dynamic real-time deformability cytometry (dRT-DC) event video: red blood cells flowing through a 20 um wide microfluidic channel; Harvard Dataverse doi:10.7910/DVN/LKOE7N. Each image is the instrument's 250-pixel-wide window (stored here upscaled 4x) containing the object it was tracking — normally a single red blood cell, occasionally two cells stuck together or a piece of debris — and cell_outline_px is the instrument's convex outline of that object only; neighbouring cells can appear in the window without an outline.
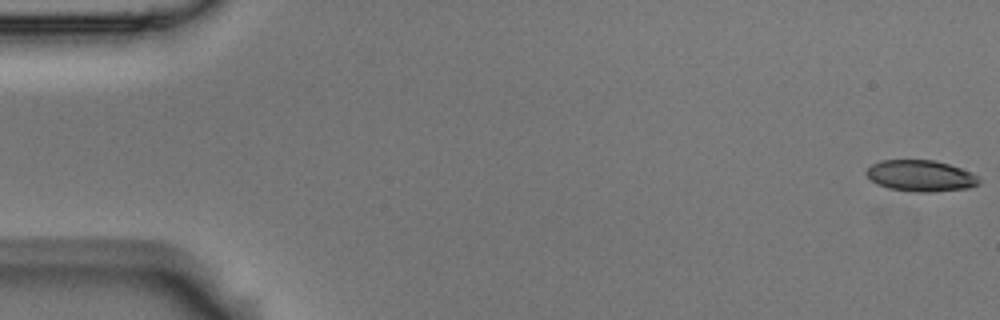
{"species": "Egyptian fruit bat (a non-hibernating species)", "species_latin": "Rousettus aegyptiacus", "temperature_condition": "room temperature", "stored_images_in_passage": 57, "camera_frame_rate_fps": 3000, "um_per_image_px": 0.085, "animal": {"sex": "male"}, "frame": {"image": 1, "passage_image": 1, "time_ms": 0.0, "image_size_px": [1000, 320], "cell_outline_px": [[980, 184], [968, 188], [932, 192], [912, 192], [888, 188], [876, 184], [864, 172], [872, 164], [880, 160], [936, 160], [972, 172], [980, 180]], "centroid_in_image_um": [78.25, 14.95], "position_along_channel_um": 6.8, "area_um2": 20.63}}
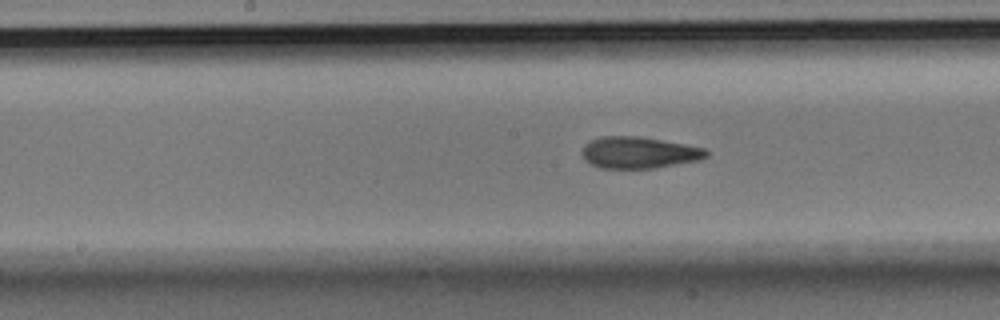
{"frame": {"image": 2, "passage_image": 29, "time_ms": 9.333, "image_size_px": [1000, 320], "cell_outline_px": [[708, 156], [700, 160], [652, 168], [600, 168], [584, 160], [580, 152], [584, 144], [592, 140], [604, 136], [636, 136], [684, 144], [704, 148], [708, 152]], "centroid_in_image_um": [54.27, 12.97], "position_along_channel_um": 193.9, "area_um2": 22.72}}
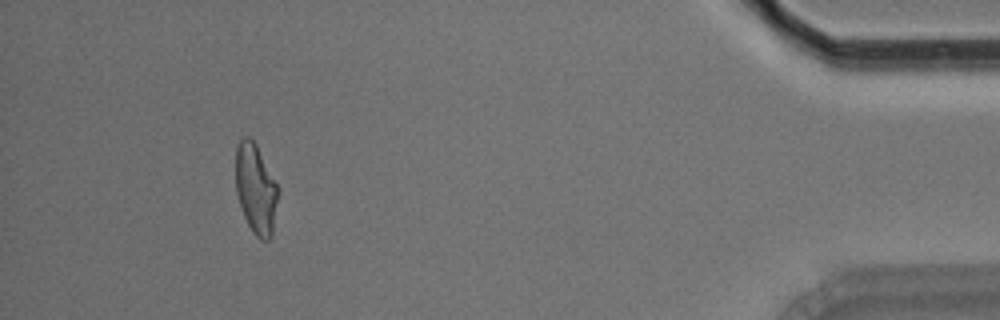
{"frame": {"image": 3, "passage_image": 53, "time_ms": 17.333, "image_size_px": [1000, 320], "cell_outline_px": [[280, 192], [272, 236], [268, 240], [260, 240], [252, 232], [244, 216], [236, 192], [236, 148], [240, 140], [244, 136], [248, 136], [256, 144], [280, 188]], "centroid_in_image_um": [21.78, 16.08], "position_along_channel_um": 413.4, "area_um2": 22.54}, "authors_computed_cell_mechanics": {"area_um2": 22.4264, "velocity_mm_per_s": 3.5347, "shape_relaxation_time_tau1_ms": 7.8781, "shape_relaxation_time_tau2_ms": 2.729, "deformation_change_tau1": 0.1997, "deformation_change_tau2": 0.1072}}